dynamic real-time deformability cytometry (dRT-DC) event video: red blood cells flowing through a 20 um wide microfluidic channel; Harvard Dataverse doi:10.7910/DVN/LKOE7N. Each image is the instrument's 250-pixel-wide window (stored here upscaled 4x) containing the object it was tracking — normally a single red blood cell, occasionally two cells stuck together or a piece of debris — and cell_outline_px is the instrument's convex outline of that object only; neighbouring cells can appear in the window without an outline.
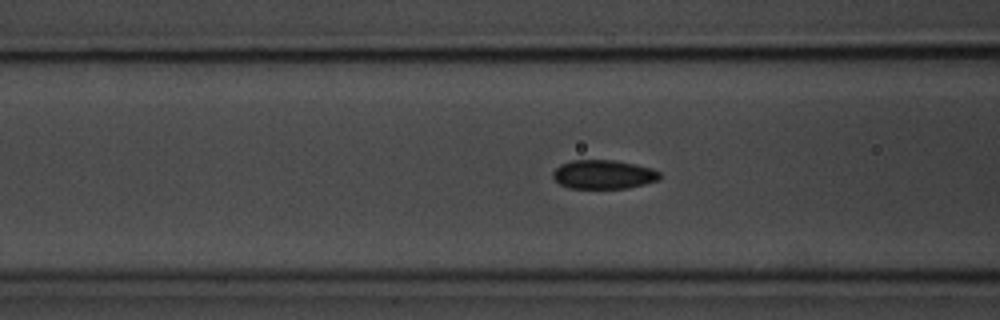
{"species": "common noctule bat (a hibernating species)", "species_latin": "Nyctalus noctula", "temperature_condition": "room temperature", "stored_images_in_passage": 39, "camera_frame_rate_fps": 3000, "um_per_image_px": 0.085, "animal": {"sex": "male", "body_mass_g": 20.1, "forearm_length_mm": 53.5}, "frame": {"image": 1, "passage_image": 5, "time_ms": 1.333, "image_size_px": [1000, 320], "cell_outline_px": [[660, 180], [628, 188], [568, 188], [560, 184], [552, 176], [552, 172], [560, 164], [572, 160], [612, 160], [636, 164], [652, 168], [660, 172]], "centroid_in_image_um": [51.3, 14.82], "position_along_channel_um": 115.3, "area_um2": 18.09}}
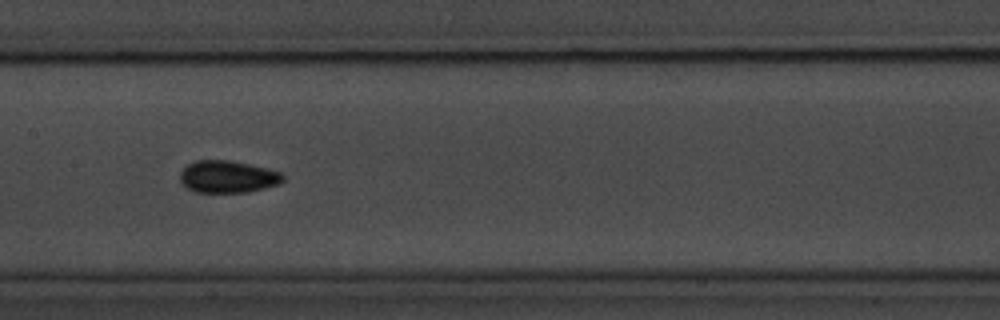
{"frame": {"image": 2, "passage_image": 11, "time_ms": 3.333, "image_size_px": [1000, 320], "cell_outline_px": [[284, 180], [280, 184], [248, 192], [196, 192], [188, 188], [180, 180], [180, 172], [188, 164], [196, 160], [228, 160], [268, 168], [280, 172], [284, 176]], "centroid_in_image_um": [19.38, 15.02], "position_along_channel_um": 188.0, "area_um2": 19.25}}
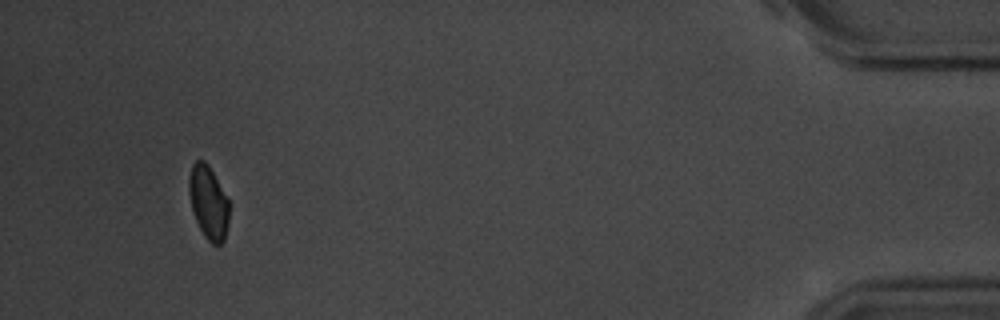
{"frame": {"image": 3, "passage_image": 36, "time_ms": 11.667, "image_size_px": [1000, 320], "cell_outline_px": [[228, 224], [224, 240], [220, 244], [212, 244], [204, 236], [196, 220], [192, 208], [188, 192], [188, 180], [192, 164], [196, 160], [204, 160], [208, 164], [228, 200]], "centroid_in_image_um": [17.7, 17.19], "position_along_channel_um": 417.5, "area_um2": 16.94}, "authors_computed_cell_mechanics": {"area_um2": 18.2648, "velocity_mm_per_s": 3.6226, "shape_relaxation_time_tau1_ms": 2.4805, "shape_relaxation_time_tau2_ms": 2.9482, "deformation_change_tau1": 0.0728, "deformation_change_tau2": 0.0657}}